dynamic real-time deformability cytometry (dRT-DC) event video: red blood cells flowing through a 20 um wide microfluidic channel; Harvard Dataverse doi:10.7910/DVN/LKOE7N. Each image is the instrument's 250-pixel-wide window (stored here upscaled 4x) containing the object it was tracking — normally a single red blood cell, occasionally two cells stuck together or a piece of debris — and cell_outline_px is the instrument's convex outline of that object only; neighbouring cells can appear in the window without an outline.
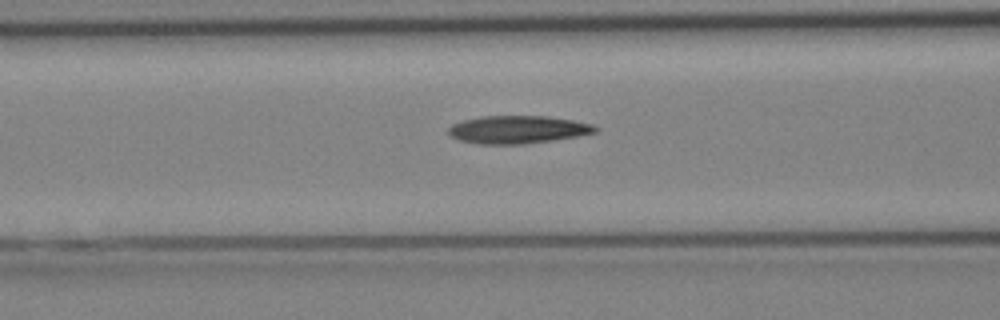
{"species": "Egyptian fruit bat (a non-hibernating species)", "species_latin": "Rousettus aegyptiacus", "temperature_condition": "cold", "stored_images_in_passage": 24, "camera_frame_rate_fps": 3000, "um_per_image_px": 0.085, "animal": {"sex": "female"}, "frame": {"image": 1, "passage_image": 8, "time_ms": 2.333, "image_size_px": [1000, 320], "cell_outline_px": [[600, 128], [596, 132], [580, 136], [524, 144], [480, 144], [460, 140], [448, 136], [448, 128], [452, 124], [464, 120], [484, 116], [548, 116], [572, 120], [592, 124]], "centroid_in_image_um": [44.02, 11.01], "position_along_channel_um": 122.6, "area_um2": 23.87}}